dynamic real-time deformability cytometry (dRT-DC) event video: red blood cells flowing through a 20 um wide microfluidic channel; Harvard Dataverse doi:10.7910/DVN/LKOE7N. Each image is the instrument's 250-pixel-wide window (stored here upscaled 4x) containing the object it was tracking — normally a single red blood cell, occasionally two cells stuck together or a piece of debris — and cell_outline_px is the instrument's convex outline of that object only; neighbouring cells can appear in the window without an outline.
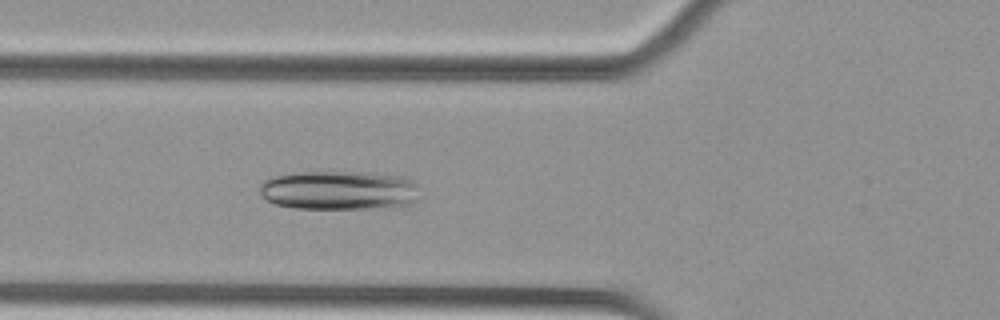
{"species": "Egyptian fruit bat (a non-hibernating species)", "species_latin": "Rousettus aegyptiacus", "temperature_condition": "cold", "stored_images_in_passage": 42, "segment_of_instrument_passage": [1, 2], "camera_frame_rate_fps": 3000, "um_per_image_px": 0.085, "animal": {"sex": "female"}, "frame": {"image": 1, "passage_image": 6, "time_ms": 1.667, "image_size_px": [1000, 320], "cell_outline_px": [[420, 184], [412, 204], [404, 208], [296, 208], [276, 204], [264, 200], [260, 196], [260, 184], [264, 180], [276, 176], [308, 168], [328, 168], [372, 172], [404, 176]], "centroid_in_image_um": [28.83, 16.11], "position_along_channel_um": 97.0, "area_um2": 38.61}}
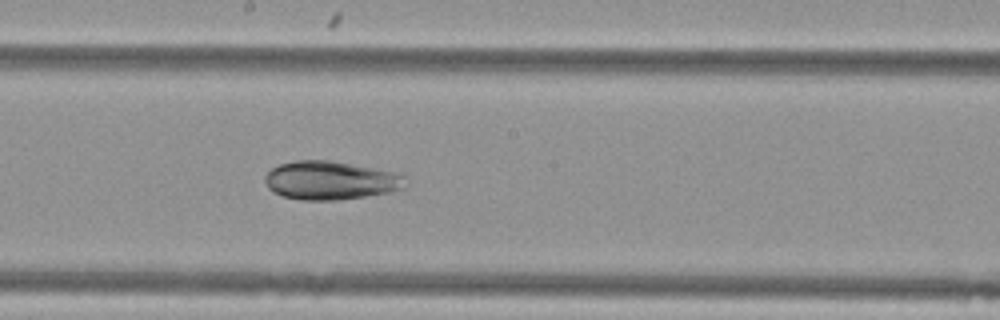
{"frame": {"image": 2, "passage_image": 16, "time_ms": 5.0, "image_size_px": [1000, 320], "cell_outline_px": [[404, 188], [388, 192], [364, 196], [336, 200], [300, 200], [284, 196], [272, 192], [268, 188], [264, 180], [264, 176], [272, 168], [280, 164], [296, 160], [328, 160], [400, 172], [404, 176]], "centroid_in_image_um": [28.08, 15.33], "position_along_channel_um": 220.1, "area_um2": 31.56}}
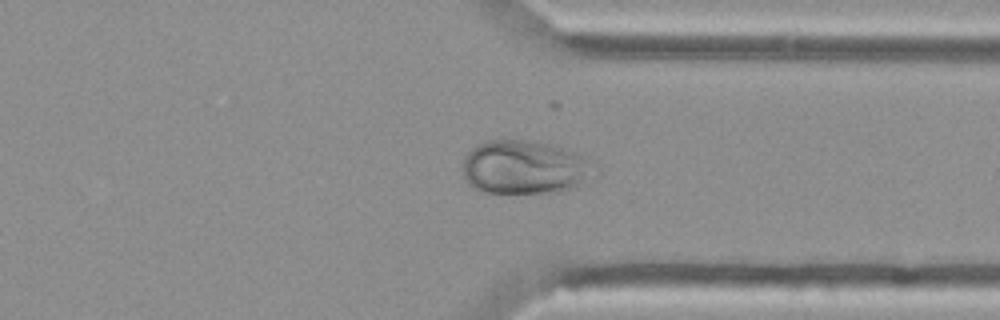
{"frame": {"image": 3, "passage_image": 28, "time_ms": 9.0, "image_size_px": [1000, 320], "cell_outline_px": [[592, 172], [576, 188], [560, 192], [488, 192], [472, 188], [468, 184], [464, 176], [464, 156], [476, 144], [484, 140], [520, 140], [552, 144], [588, 156], [592, 160]], "centroid_in_image_um": [44.58, 14.2], "position_along_channel_um": 366.8, "area_um2": 41.15}}